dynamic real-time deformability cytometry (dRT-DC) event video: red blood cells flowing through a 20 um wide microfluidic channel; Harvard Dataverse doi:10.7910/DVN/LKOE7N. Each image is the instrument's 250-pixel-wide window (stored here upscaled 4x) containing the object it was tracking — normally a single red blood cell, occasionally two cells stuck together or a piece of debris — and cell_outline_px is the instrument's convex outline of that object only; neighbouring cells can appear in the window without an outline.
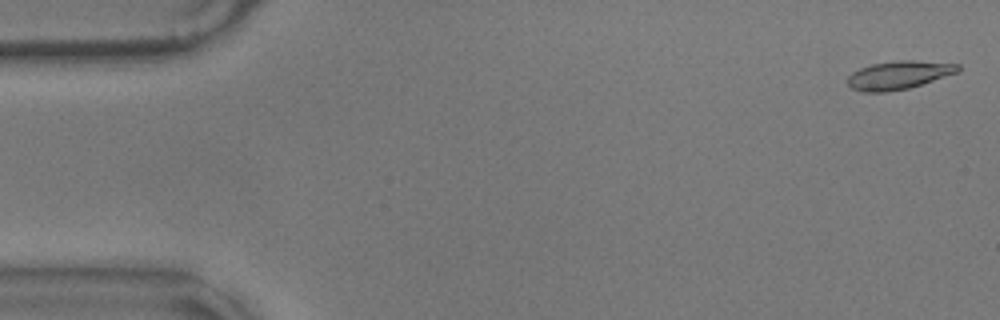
{"species": "common noctule bat (a hibernating species)", "species_latin": "Nyctalus noctula", "temperature_condition": "warm", "stored_images_in_passage": 7, "camera_frame_rate_fps": 3000, "um_per_image_px": 0.085, "animal": {"sex": "male", "body_mass_g": 17.9}, "frame": {"image": 1, "passage_image": 2, "time_ms": 0.333, "image_size_px": [1000, 320], "cell_outline_px": [[960, 72], [908, 88], [884, 92], [864, 92], [852, 88], [848, 84], [848, 76], [852, 72], [860, 68], [872, 64], [900, 60], [912, 60], [960, 64]], "centroid_in_image_um": [76.41, 6.37], "position_along_channel_um": 8.6, "area_um2": 18.09}}